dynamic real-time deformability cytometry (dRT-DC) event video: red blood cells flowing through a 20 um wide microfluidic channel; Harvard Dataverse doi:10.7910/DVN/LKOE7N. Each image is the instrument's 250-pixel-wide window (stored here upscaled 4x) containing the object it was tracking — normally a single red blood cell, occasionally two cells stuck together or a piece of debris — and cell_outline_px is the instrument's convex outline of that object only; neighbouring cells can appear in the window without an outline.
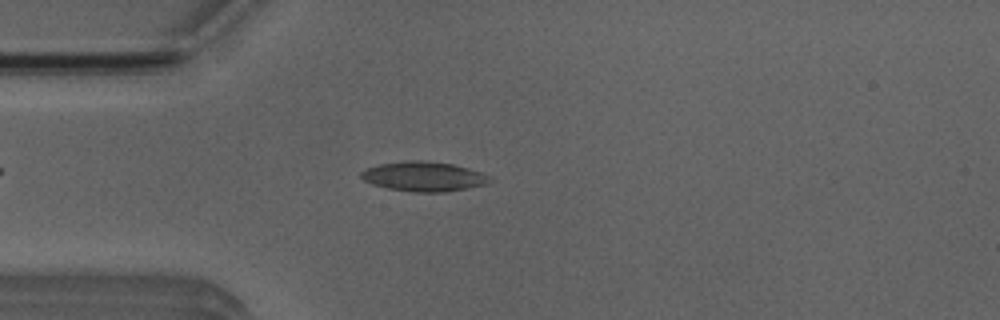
{"species": "Egyptian fruit bat (a non-hibernating species)", "species_latin": "Rousettus aegyptiacus", "temperature_condition": "room temperature", "stored_images_in_passage": 53, "camera_frame_rate_fps": 3000, "um_per_image_px": 0.085, "animal": {"sex": "male"}, "frame": {"image": 1, "passage_image": 13, "time_ms": 4.0, "image_size_px": [1000, 320], "cell_outline_px": [[492, 180], [484, 184], [444, 192], [412, 192], [388, 188], [372, 184], [364, 180], [360, 176], [360, 172], [364, 168], [380, 164], [412, 160], [420, 160], [452, 164], [468, 168], [480, 172], [488, 176]], "centroid_in_image_um": [35.96, 15.0], "position_along_channel_um": 49.0, "area_um2": 21.96}}
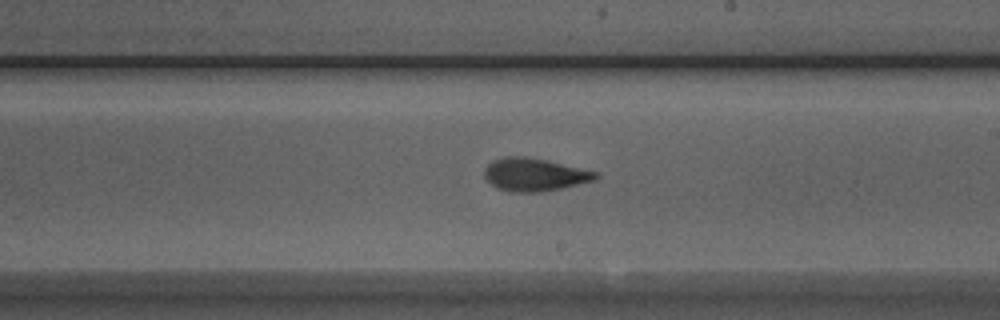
{"frame": {"image": 2, "passage_image": 29, "time_ms": 9.333, "image_size_px": [1000, 320], "cell_outline_px": [[600, 176], [596, 180], [560, 188], [540, 192], [512, 192], [496, 188], [484, 176], [484, 168], [492, 160], [504, 156], [524, 156], [548, 160], [600, 172]], "centroid_in_image_um": [45.45, 14.83], "position_along_channel_um": 243.6, "area_um2": 21.56}}
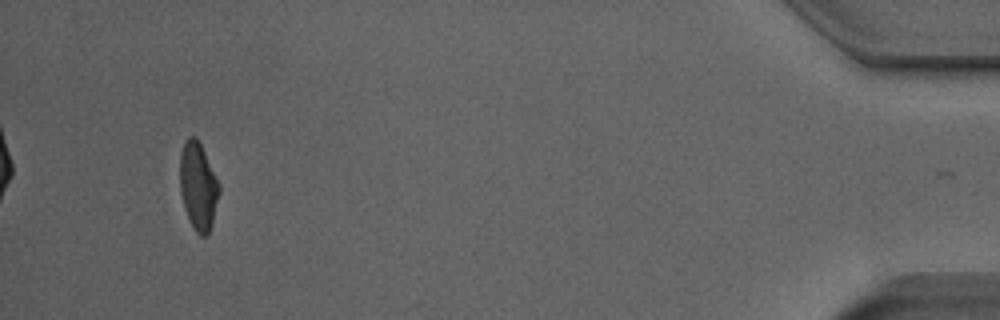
{"frame": {"image": 3, "passage_image": 49, "time_ms": 16.0, "image_size_px": [1000, 320], "cell_outline_px": [[220, 192], [212, 224], [208, 232], [204, 236], [200, 236], [196, 232], [184, 208], [180, 192], [180, 152], [184, 140], [188, 136], [196, 136], [220, 184]], "centroid_in_image_um": [16.84, 15.79], "position_along_channel_um": 418.4, "area_um2": 20.0}, "authors_computed_cell_mechanics": {"area_um2": 20.8658, "velocity_mm_per_s": 3.8296, "shape_relaxation_time_tau1_ms": 6.9612, "shape_relaxation_time_tau2_ms": 2.315, "deformation_change_tau1": 0.1788, "deformation_change_tau2": 0.0822}}